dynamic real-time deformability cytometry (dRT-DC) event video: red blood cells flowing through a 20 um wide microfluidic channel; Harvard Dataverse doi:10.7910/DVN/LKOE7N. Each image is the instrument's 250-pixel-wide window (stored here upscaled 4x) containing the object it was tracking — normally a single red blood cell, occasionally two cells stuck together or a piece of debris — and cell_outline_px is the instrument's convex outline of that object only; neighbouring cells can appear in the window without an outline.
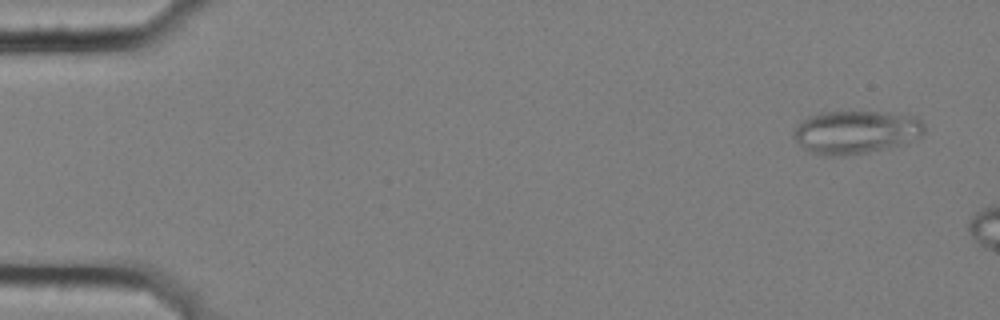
{"species": "common noctule bat (a hibernating species)", "species_latin": "Nyctalus noctula", "temperature_condition": "cold", "stored_images_in_passage": 3, "camera_frame_rate_fps": 3000, "um_per_image_px": 0.085, "animal": {"sex": "female", "body_mass_g": 25.1}, "frame": {"image": 1, "passage_image": 1, "time_ms": 0.0, "image_size_px": [1000, 320], "cell_outline_px": [[924, 132], [920, 136], [900, 144], [888, 148], [868, 152], [844, 156], [828, 156], [808, 152], [792, 136], [792, 132], [808, 116], [820, 112], [880, 112], [916, 116], [924, 124]], "centroid_in_image_um": [72.72, 11.23], "position_along_channel_um": 12.3, "area_um2": 32.71}}